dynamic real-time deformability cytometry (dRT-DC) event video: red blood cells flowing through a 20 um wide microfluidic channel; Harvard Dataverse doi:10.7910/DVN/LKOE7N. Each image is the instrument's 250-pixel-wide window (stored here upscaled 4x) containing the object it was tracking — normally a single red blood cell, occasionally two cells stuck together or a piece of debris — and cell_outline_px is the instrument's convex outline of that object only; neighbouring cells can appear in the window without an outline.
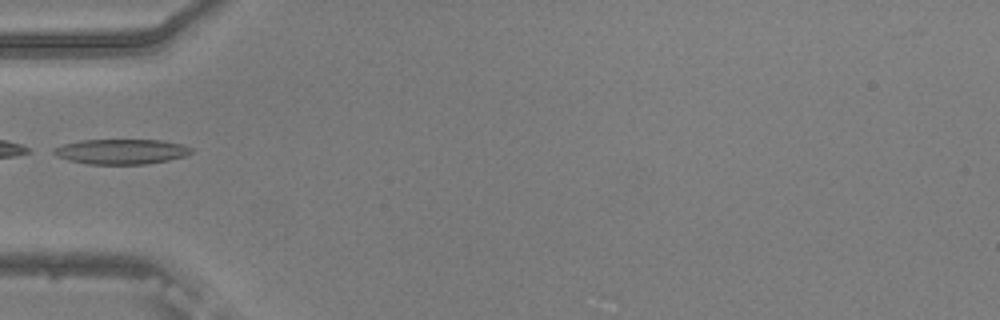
{"species": "common noctule bat (a hibernating species)", "species_latin": "Nyctalus noctula", "temperature_condition": "warm", "stored_images_in_passage": 35, "camera_frame_rate_fps": 3000, "um_per_image_px": 0.085, "animal": {"sex": "male", "body_mass_g": 20.5, "forearm_length_mm": 52.5}, "frame": {"image": 1, "passage_image": 1, "time_ms": 0.0, "image_size_px": [1000, 320], "cell_outline_px": [[192, 152], [184, 156], [168, 160], [148, 164], [88, 164], [68, 160], [56, 156], [48, 152], [52, 148], [64, 144], [80, 140], [160, 140], [184, 144], [192, 148]], "centroid_in_image_um": [10.26, 12.88], "position_along_channel_um": 74.7, "area_um2": 20.29}}
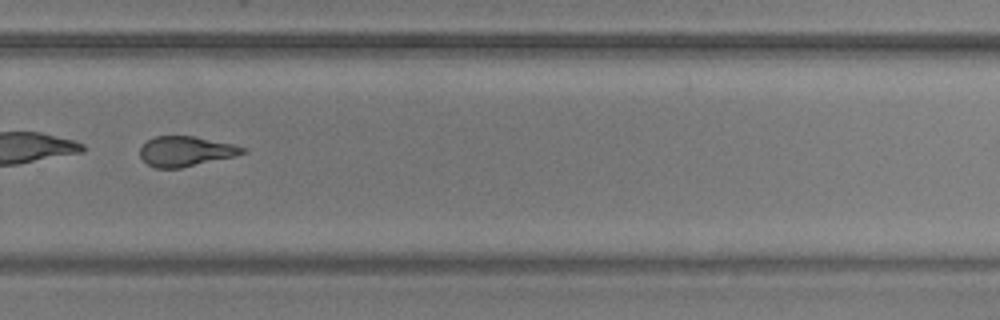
{"frame": {"image": 2, "passage_image": 20, "time_ms": 6.333, "image_size_px": [1000, 320], "cell_outline_px": [[248, 152], [236, 156], [180, 168], [156, 168], [148, 164], [140, 156], [140, 148], [148, 140], [156, 136], [192, 136], [236, 144], [248, 148]], "centroid_in_image_um": [15.85, 12.86], "position_along_channel_um": 313.9, "area_um2": 18.03}}